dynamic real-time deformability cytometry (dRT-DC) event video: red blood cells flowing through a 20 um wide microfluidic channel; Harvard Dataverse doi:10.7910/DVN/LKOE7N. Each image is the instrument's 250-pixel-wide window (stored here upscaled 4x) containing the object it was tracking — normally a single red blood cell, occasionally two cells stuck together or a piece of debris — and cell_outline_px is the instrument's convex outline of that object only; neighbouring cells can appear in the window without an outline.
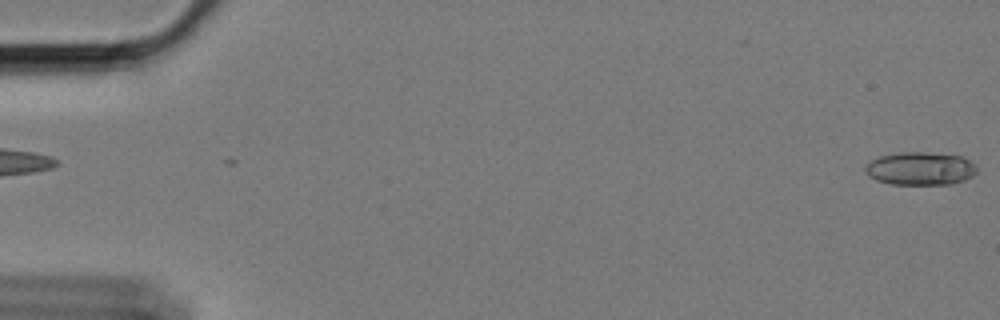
{"species": "Egyptian fruit bat (a non-hibernating species)", "species_latin": "Rousettus aegyptiacus", "temperature_condition": "cold", "stored_images_in_passage": 60, "camera_frame_rate_fps": 3000, "um_per_image_px": 0.085, "animal": {"sex": "female"}, "frame": {"image": 1, "passage_image": 1, "time_ms": 0.0, "image_size_px": [1000, 320], "cell_outline_px": [[976, 172], [972, 176], [964, 180], [948, 184], [892, 184], [876, 180], [868, 176], [864, 168], [872, 160], [880, 156], [896, 152], [924, 152], [964, 156], [976, 164]], "centroid_in_image_um": [78.24, 14.32], "position_along_channel_um": 6.8, "area_um2": 21.56}}
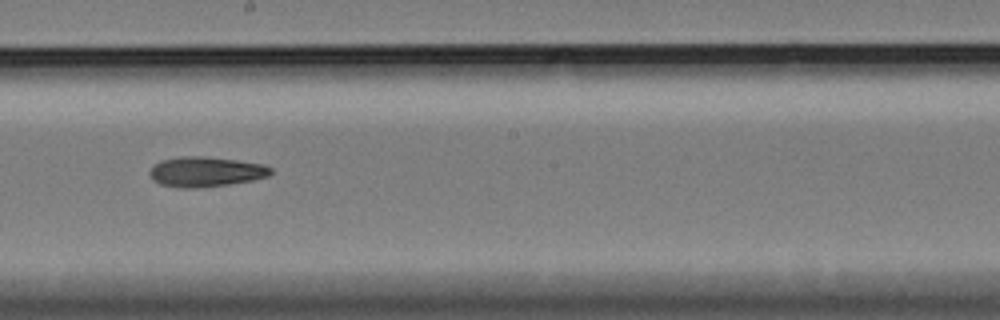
{"frame": {"image": 2, "passage_image": 34, "time_ms": 11.0, "image_size_px": [1000, 320], "cell_outline_px": [[272, 172], [268, 176], [252, 180], [228, 184], [196, 188], [180, 188], [160, 184], [152, 180], [148, 172], [160, 160], [180, 156], [204, 156], [236, 160], [264, 164], [272, 168]], "centroid_in_image_um": [17.47, 14.59], "position_along_channel_um": 230.7, "area_um2": 21.21}}
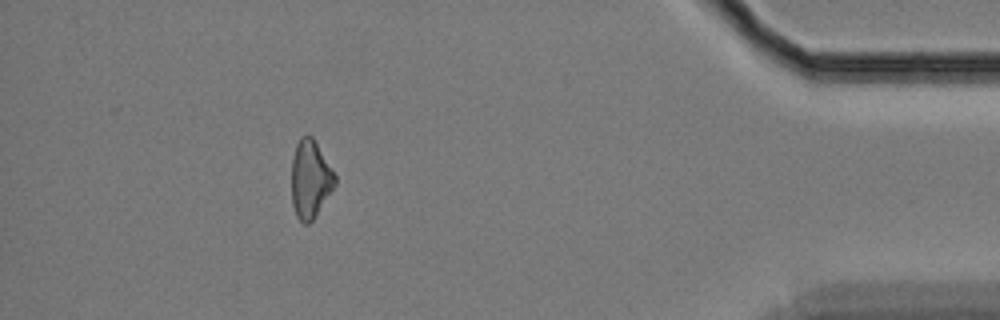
{"frame": {"image": 3, "passage_image": 54, "time_ms": 17.667, "image_size_px": [1000, 320], "cell_outline_px": [[336, 184], [312, 220], [308, 224], [304, 224], [296, 216], [292, 204], [292, 160], [296, 144], [300, 136], [312, 136], [336, 176]], "centroid_in_image_um": [26.36, 15.23], "position_along_channel_um": 408.8, "area_um2": 19.42}}